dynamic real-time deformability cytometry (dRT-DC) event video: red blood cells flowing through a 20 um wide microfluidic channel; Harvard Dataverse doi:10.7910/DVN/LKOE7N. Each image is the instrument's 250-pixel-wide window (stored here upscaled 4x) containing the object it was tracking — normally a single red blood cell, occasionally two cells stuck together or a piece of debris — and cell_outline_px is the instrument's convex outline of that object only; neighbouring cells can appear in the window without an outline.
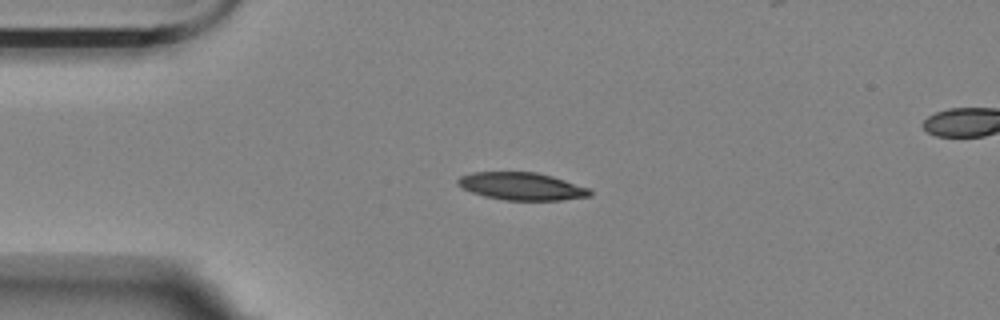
{"species": "Egyptian fruit bat (a non-hibernating species)", "species_latin": "Rousettus aegyptiacus", "temperature_condition": "room temperature", "stored_images_in_passage": 16, "camera_frame_rate_fps": 3000, "um_per_image_px": 0.085, "animal": {"sex": "female"}, "frame": {"image": 1, "passage_image": 1, "time_ms": 0.0, "image_size_px": [1000, 320], "cell_outline_px": [[592, 196], [560, 200], [504, 200], [484, 196], [472, 192], [456, 184], [456, 180], [460, 176], [472, 172], [536, 172], [552, 176], [588, 188], [592, 192]], "centroid_in_image_um": [44.32, 15.83], "position_along_channel_um": 40.7, "area_um2": 21.15}}
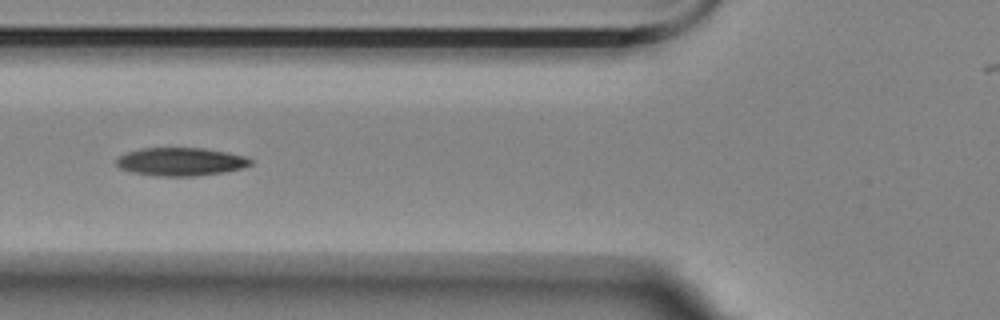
{"frame": {"image": 2, "passage_image": 9, "time_ms": 2.667, "image_size_px": [1000, 320], "cell_outline_px": [[252, 164], [244, 168], [224, 172], [192, 176], [156, 176], [132, 172], [120, 168], [116, 164], [116, 160], [120, 156], [128, 152], [140, 148], [204, 148], [244, 156], [252, 160]], "centroid_in_image_um": [15.36, 13.75], "position_along_channel_um": 110.4, "area_um2": 21.91}}
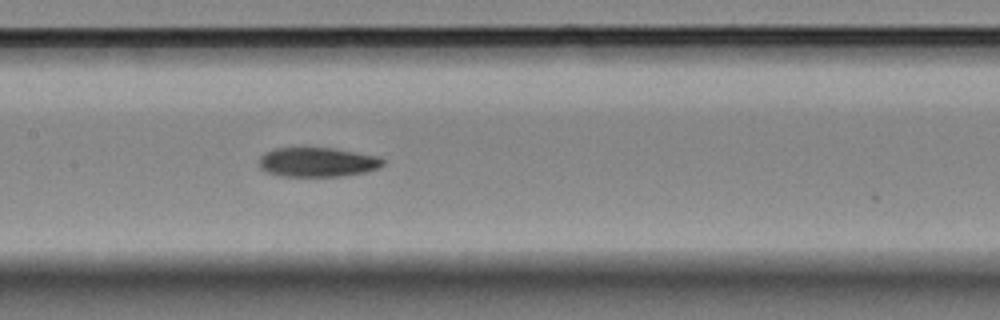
{"frame": {"image": 3, "passage_image": 15, "time_ms": 4.667, "image_size_px": [1000, 320], "cell_outline_px": [[384, 164], [376, 168], [364, 172], [344, 176], [280, 176], [268, 172], [260, 168], [260, 156], [276, 148], [332, 148], [380, 156], [384, 160]], "centroid_in_image_um": [27.01, 13.78], "position_along_channel_um": 180.4, "area_um2": 21.04}}